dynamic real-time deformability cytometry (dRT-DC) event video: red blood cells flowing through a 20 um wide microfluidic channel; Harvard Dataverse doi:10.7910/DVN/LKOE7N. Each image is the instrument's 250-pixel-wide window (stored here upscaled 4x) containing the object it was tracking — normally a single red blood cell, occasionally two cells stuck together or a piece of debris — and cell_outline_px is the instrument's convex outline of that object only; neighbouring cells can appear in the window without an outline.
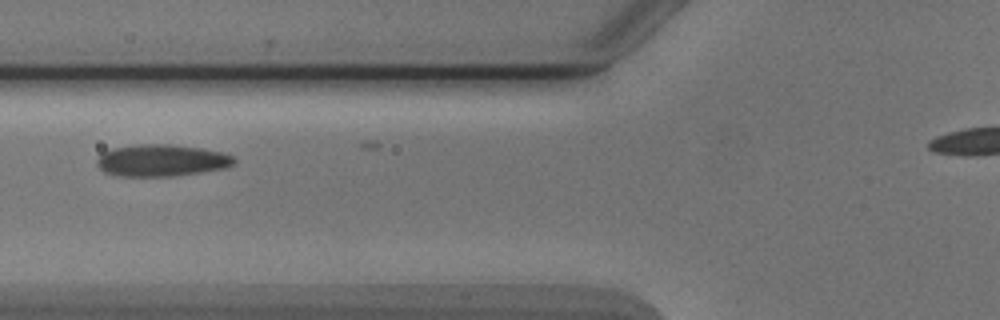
{"species": "Egyptian fruit bat (a non-hibernating species)", "species_latin": "Rousettus aegyptiacus", "temperature_condition": "cold", "stored_images_in_passage": 4, "camera_frame_rate_fps": 3000, "um_per_image_px": 0.085, "animal": {"sex": "male"}, "frame": {"image": 1, "passage_image": 3, "time_ms": 2.333, "image_size_px": [1000, 320], "cell_outline_px": [[236, 164], [224, 168], [200, 172], [172, 176], [116, 176], [104, 172], [96, 164], [96, 160], [100, 152], [112, 148], [136, 144], [168, 144], [200, 148], [224, 152], [232, 156], [236, 160]], "centroid_in_image_um": [13.69, 13.63], "position_along_channel_um": 112.1, "area_um2": 25.72}}